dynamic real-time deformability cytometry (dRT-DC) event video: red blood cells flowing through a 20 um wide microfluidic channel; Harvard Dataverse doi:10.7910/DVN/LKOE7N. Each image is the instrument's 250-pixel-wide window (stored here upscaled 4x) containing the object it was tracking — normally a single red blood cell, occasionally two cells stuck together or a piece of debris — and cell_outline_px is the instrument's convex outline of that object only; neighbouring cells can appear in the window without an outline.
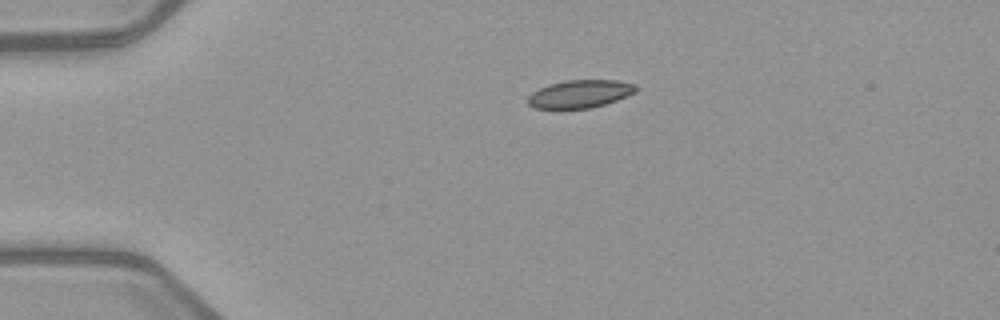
{"species": "common noctule bat (a hibernating species)", "species_latin": "Nyctalus noctula", "temperature_condition": "warm", "stored_images_in_passage": 2, "camera_frame_rate_fps": 3000, "um_per_image_px": 0.085, "animal": {"sex": "female", "body_mass_g": 21.9}, "frame": {"image": 1, "passage_image": 1, "time_ms": 0.0, "image_size_px": [1000, 320], "cell_outline_px": [[636, 92], [616, 100], [604, 104], [588, 108], [536, 108], [528, 104], [528, 96], [532, 92], [548, 84], [564, 80], [616, 80], [636, 84]], "centroid_in_image_um": [49.29, 7.96], "position_along_channel_um": 35.7, "area_um2": 17.4}}